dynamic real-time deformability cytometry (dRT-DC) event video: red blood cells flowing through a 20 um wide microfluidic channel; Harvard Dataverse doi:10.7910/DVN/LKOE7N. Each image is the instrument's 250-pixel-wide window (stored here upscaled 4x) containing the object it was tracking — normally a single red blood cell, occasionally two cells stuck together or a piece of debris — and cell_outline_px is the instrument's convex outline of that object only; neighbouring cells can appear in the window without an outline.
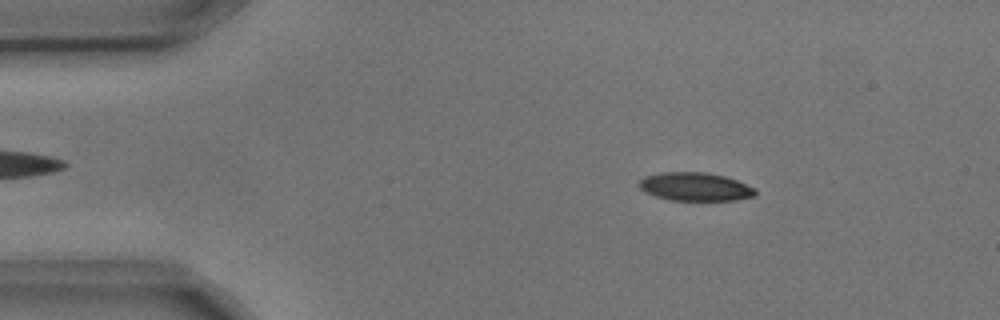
{"species": "common noctule bat (a hibernating species)", "species_latin": "Nyctalus noctula", "temperature_condition": "cold", "stored_images_in_passage": 4, "camera_frame_rate_fps": 3000, "um_per_image_px": 0.085, "animal": {"sex": "male", "body_mass_g": 17.9, "forearm_length_mm": 54.2}, "frame": {"image": 1, "passage_image": 2, "time_ms": 0.333, "image_size_px": [1000, 320], "cell_outline_px": [[756, 196], [736, 200], [672, 200], [656, 196], [644, 192], [640, 188], [640, 180], [644, 176], [660, 172], [708, 172], [724, 176], [736, 180], [756, 188]], "centroid_in_image_um": [59.11, 15.86], "position_along_channel_um": 25.9, "area_um2": 19.25}}
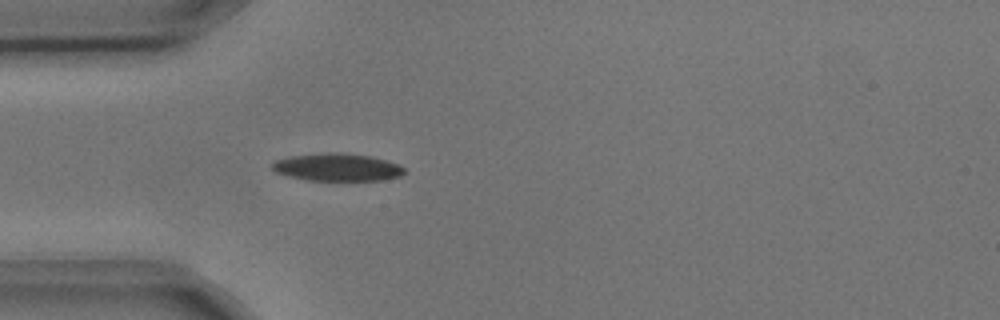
{"frame": {"image": 2, "passage_image": 4, "time_ms": 1.0, "image_size_px": [1000, 320], "cell_outline_px": [[404, 172], [400, 176], [380, 180], [308, 180], [288, 176], [276, 172], [272, 168], [272, 160], [288, 156], [324, 152], [340, 152], [368, 156], [384, 160], [396, 164], [404, 168]], "centroid_in_image_um": [28.58, 14.2], "position_along_channel_um": 56.4, "area_um2": 21.15}}